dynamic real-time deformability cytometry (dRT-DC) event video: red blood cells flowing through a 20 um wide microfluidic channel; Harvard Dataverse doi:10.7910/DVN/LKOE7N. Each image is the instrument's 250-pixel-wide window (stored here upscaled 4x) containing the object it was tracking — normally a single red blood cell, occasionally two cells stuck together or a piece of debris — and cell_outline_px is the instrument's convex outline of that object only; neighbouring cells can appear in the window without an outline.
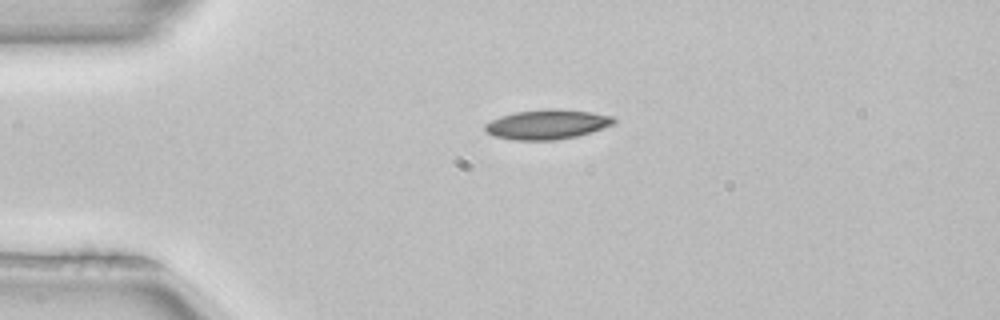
{"species": "common noctule bat (a hibernating species)", "species_latin": "Nyctalus noctula", "temperature_condition": "room temperature", "stored_images_in_passage": 3, "camera_frame_rate_fps": 3000, "um_per_image_px": 0.085, "animal": {"sex": "female", "body_mass_g": 22.7, "forearm_length_mm": 54.2}, "frame": {"image": 1, "passage_image": 1, "time_ms": 0.0, "image_size_px": [1000, 320], "cell_outline_px": [[616, 124], [576, 136], [556, 140], [516, 140], [492, 136], [484, 132], [484, 124], [500, 116], [516, 112], [544, 108], [560, 108], [592, 112], [612, 116], [616, 120]], "centroid_in_image_um": [46.49, 10.56], "position_along_channel_um": 38.5, "area_um2": 22.54}}